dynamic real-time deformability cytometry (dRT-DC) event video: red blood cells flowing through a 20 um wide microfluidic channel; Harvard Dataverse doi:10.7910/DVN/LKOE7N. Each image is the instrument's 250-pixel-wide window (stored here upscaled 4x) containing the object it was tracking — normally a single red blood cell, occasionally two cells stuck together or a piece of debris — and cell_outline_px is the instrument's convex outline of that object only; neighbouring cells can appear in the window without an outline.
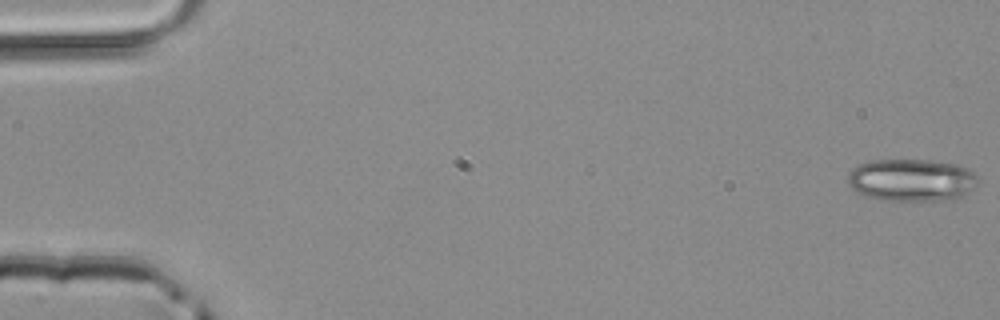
{"species": "common noctule bat (a hibernating species)", "species_latin": "Nyctalus noctula", "temperature_condition": "room temperature", "stored_images_in_passage": 50, "camera_frame_rate_fps": 3000, "um_per_image_px": 0.085, "animal": {"sex": "male", "body_mass_g": 20.4}, "frame": {"image": 1, "passage_image": 1, "time_ms": 0.0, "image_size_px": [1000, 320], "cell_outline_px": [[976, 184], [968, 192], [952, 200], [884, 200], [868, 196], [852, 188], [848, 184], [848, 172], [852, 168], [860, 164], [872, 160], [928, 160], [956, 164], [972, 172], [976, 176]], "centroid_in_image_um": [77.45, 15.3], "position_along_channel_um": 7.5, "area_um2": 31.73}}
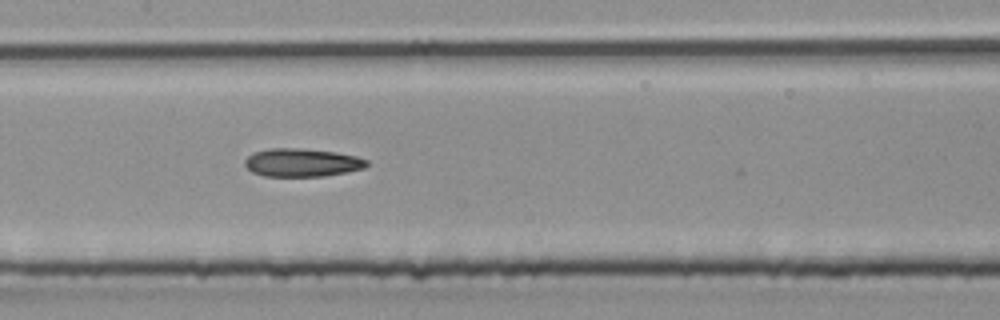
{"frame": {"image": 2, "passage_image": 25, "time_ms": 8.0, "image_size_px": [1000, 320], "cell_outline_px": [[368, 164], [364, 168], [348, 172], [324, 176], [264, 176], [252, 172], [244, 164], [244, 160], [252, 152], [268, 148], [300, 148], [336, 152], [356, 156], [368, 160]], "centroid_in_image_um": [25.66, 13.81], "position_along_channel_um": 181.7, "area_um2": 20.17}}
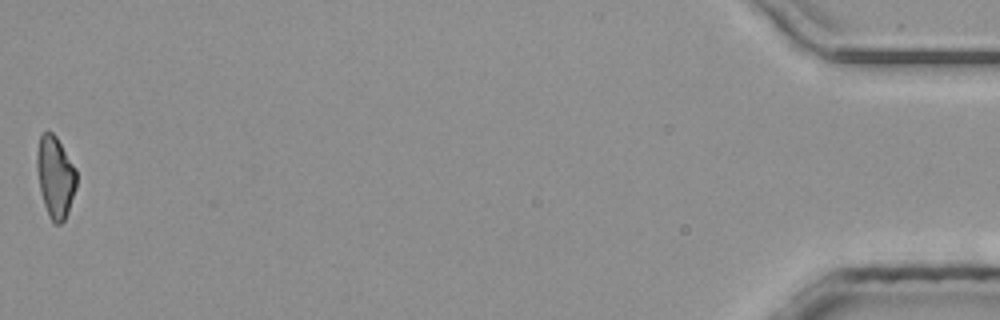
{"frame": {"image": 3, "passage_image": 50, "time_ms": 16.333, "image_size_px": [1000, 320], "cell_outline_px": [[76, 188], [68, 212], [64, 220], [60, 224], [56, 224], [48, 216], [40, 192], [36, 168], [36, 152], [40, 136], [44, 132], [52, 132], [56, 136], [76, 168]], "centroid_in_image_um": [4.69, 15.03], "position_along_channel_um": 430.5, "area_um2": 18.9}}